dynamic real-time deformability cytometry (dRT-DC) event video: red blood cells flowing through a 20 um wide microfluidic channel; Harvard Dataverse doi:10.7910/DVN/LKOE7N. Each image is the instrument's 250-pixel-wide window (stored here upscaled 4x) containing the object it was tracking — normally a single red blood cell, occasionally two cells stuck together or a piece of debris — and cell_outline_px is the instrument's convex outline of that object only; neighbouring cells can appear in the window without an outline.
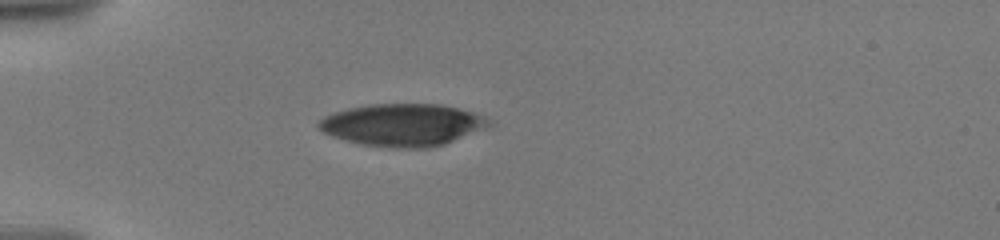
{"species": "human", "species_latin": "Homo sapiens", "temperature_condition": "warm", "stored_images_in_passage": 34, "camera_frame_rate_fps": 3000, "um_per_image_px": 0.085, "donor": {"sex": "male"}, "frame": {"image": 1, "passage_image": 1, "time_ms": 0.0, "image_size_px": [1000, 240], "cell_outline_px": [[492, 124], [484, 128], [444, 144], [428, 148], [396, 148], [360, 144], [332, 136], [324, 132], [316, 124], [324, 116], [332, 112], [348, 108], [368, 104], [440, 104], [476, 112], [492, 120]], "centroid_in_image_um": [34.22, 10.6], "position_along_channel_um": 50.8, "area_um2": 41.96}}
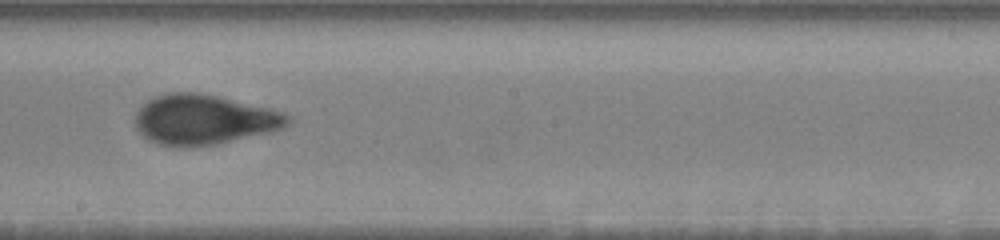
{"frame": {"image": 2, "passage_image": 15, "time_ms": 5.667, "image_size_px": [1000, 240], "cell_outline_px": [[292, 120], [284, 128], [272, 132], [216, 144], [180, 148], [160, 144], [148, 140], [136, 128], [136, 112], [148, 100], [156, 96], [168, 92], [200, 92], [268, 108], [284, 112], [292, 116]], "centroid_in_image_um": [17.36, 10.17], "position_along_channel_um": 230.8, "area_um2": 44.56}}
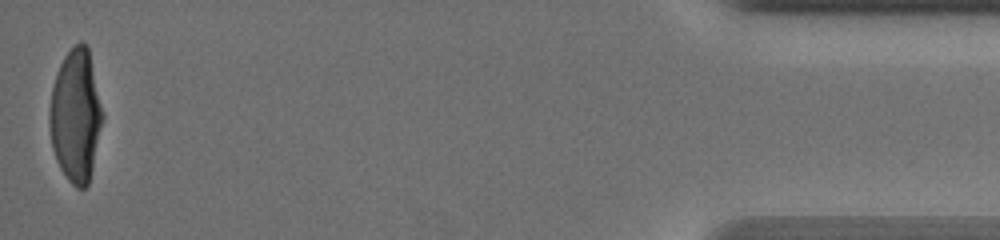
{"frame": {"image": 3, "passage_image": 34, "time_ms": 13.333, "image_size_px": [1000, 240], "cell_outline_px": [[104, 116], [88, 184], [84, 188], [76, 188], [68, 180], [60, 168], [56, 160], [52, 148], [48, 124], [48, 112], [52, 88], [56, 72], [64, 56], [80, 40], [88, 44], [104, 112]], "centroid_in_image_um": [6.43, 9.79], "position_along_channel_um": 428.8, "area_um2": 41.5}, "authors_computed_cell_mechanics": {"area_um2": 42.5697, "velocity_mm_per_s": 3.5785, "shape_relaxation_time_tau1_ms": 5.1742, "shape_relaxation_time_tau2_ms": 0.7833, "deformation_change_tau1": 0.2305, "deformation_change_tau2": 0.0633}}